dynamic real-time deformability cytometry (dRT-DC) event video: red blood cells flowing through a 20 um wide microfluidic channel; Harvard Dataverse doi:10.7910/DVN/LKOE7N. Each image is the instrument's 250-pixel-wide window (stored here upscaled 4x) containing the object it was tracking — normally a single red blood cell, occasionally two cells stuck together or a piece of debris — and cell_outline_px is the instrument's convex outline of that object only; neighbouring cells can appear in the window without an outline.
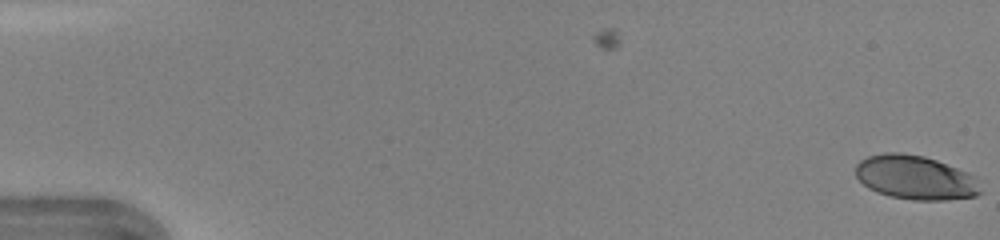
{"species": "human", "species_latin": "Homo sapiens", "temperature_condition": "warm", "stored_images_in_passage": 5, "camera_frame_rate_fps": 3000, "um_per_image_px": 0.085, "donor": {"sex": "female"}, "frame": {"image": 1, "passage_image": 5, "time_ms": 1.333, "image_size_px": [1000, 240], "cell_outline_px": [[984, 192], [976, 196], [944, 200], [912, 200], [892, 196], [876, 192], [868, 188], [856, 176], [856, 164], [860, 160], [868, 156], [884, 152], [900, 152], [924, 156], [936, 160], [968, 172], [976, 176]], "centroid_in_image_um": [77.84, 15.09], "position_along_channel_um": 7.2, "area_um2": 32.37}}